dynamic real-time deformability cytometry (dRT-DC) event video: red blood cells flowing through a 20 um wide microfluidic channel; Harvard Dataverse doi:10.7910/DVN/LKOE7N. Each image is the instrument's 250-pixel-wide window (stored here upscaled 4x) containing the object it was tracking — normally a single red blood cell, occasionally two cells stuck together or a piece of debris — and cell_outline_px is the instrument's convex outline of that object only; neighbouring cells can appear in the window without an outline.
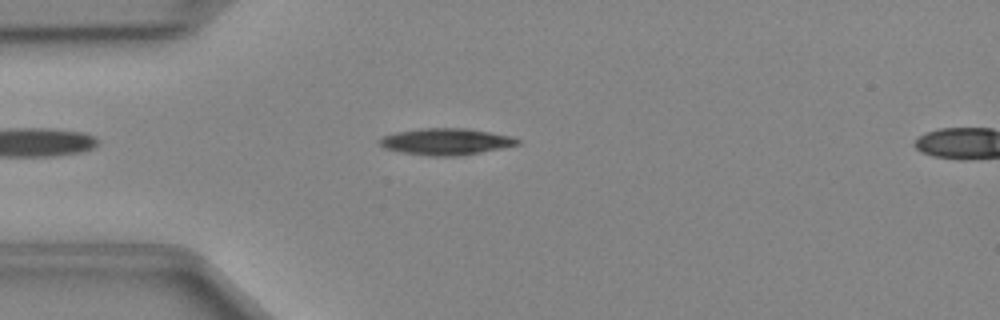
{"species": "Egyptian fruit bat (a non-hibernating species)", "species_latin": "Rousettus aegyptiacus", "temperature_condition": "cold", "stored_images_in_passage": 8, "camera_frame_rate_fps": 3000, "um_per_image_px": 0.085, "animal": {"sex": "female"}, "frame": {"image": 1, "passage_image": 6, "time_ms": 1.667, "image_size_px": [1000, 320], "cell_outline_px": [[520, 144], [504, 148], [460, 156], [432, 156], [404, 152], [384, 148], [376, 140], [380, 136], [396, 132], [420, 128], [464, 128], [512, 136], [520, 140]], "centroid_in_image_um": [37.9, 12.03], "position_along_channel_um": 47.1, "area_um2": 21.44}}